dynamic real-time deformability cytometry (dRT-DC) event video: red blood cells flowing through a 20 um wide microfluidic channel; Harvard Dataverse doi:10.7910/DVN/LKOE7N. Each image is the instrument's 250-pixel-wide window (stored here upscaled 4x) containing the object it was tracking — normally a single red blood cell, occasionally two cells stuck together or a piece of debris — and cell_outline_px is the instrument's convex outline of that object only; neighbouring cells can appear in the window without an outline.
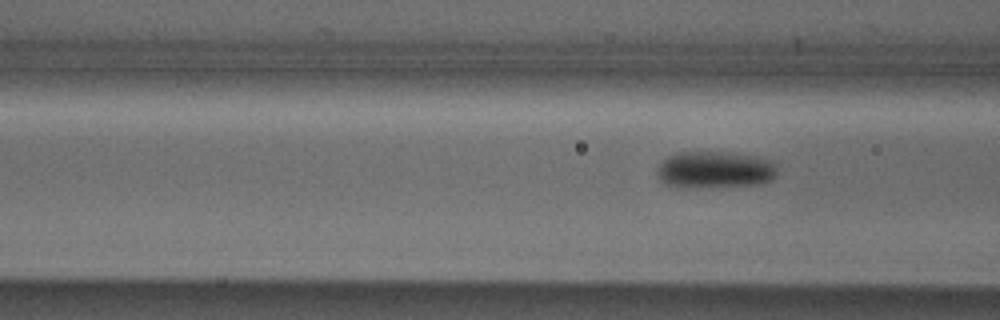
{"species": "Egyptian fruit bat (a non-hibernating species)", "species_latin": "Rousettus aegyptiacus", "temperature_condition": "cold", "stored_images_in_passage": 5, "segment_of_instrument_passage": [2, 2], "camera_frame_rate_fps": 3000, "um_per_image_px": 0.085, "animal": {"sex": "male"}, "frame": {"image": 1, "passage_image": 5, "time_ms": 4.667, "image_size_px": [1000, 320], "cell_outline_px": [[776, 176], [772, 180], [760, 184], [688, 188], [676, 188], [664, 184], [660, 180], [656, 172], [656, 168], [668, 156], [676, 152], [732, 152], [760, 156], [772, 160], [776, 168]], "centroid_in_image_um": [60.75, 14.43], "position_along_channel_um": 105.8, "area_um2": 26.41}}